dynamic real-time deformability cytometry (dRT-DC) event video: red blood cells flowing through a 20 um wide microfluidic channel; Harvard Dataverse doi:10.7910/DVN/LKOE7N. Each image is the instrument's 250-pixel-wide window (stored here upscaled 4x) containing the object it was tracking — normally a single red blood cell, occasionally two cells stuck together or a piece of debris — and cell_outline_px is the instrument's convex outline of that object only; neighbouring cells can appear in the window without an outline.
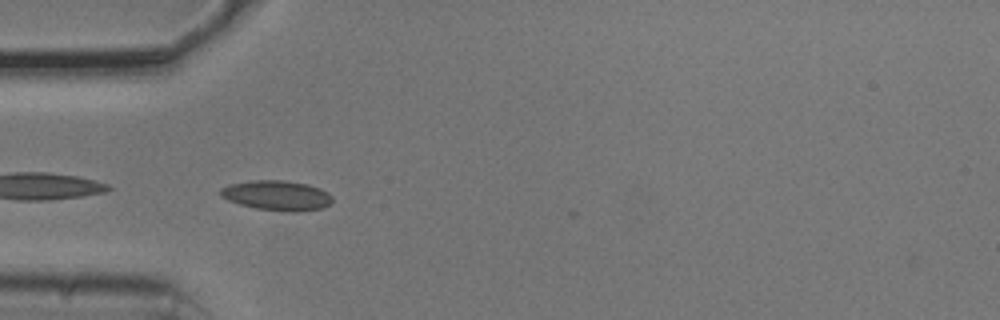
{"species": "common noctule bat (a hibernating species)", "species_latin": "Nyctalus noctula", "temperature_condition": "cold", "stored_images_in_passage": 34, "camera_frame_rate_fps": 3000, "um_per_image_px": 0.085, "animal": {"sex": "male", "body_mass_g": 20.5, "forearm_length_mm": 52.5}, "frame": {"image": 1, "passage_image": 1, "time_ms": 0.0, "image_size_px": [1000, 320], "cell_outline_px": [[332, 200], [328, 204], [320, 208], [300, 212], [292, 212], [256, 208], [240, 204], [228, 200], [220, 196], [220, 188], [232, 184], [252, 180], [284, 180], [308, 184], [320, 188], [328, 192], [332, 196]], "centroid_in_image_um": [23.54, 16.61], "position_along_channel_um": 61.5, "area_um2": 19.42}}
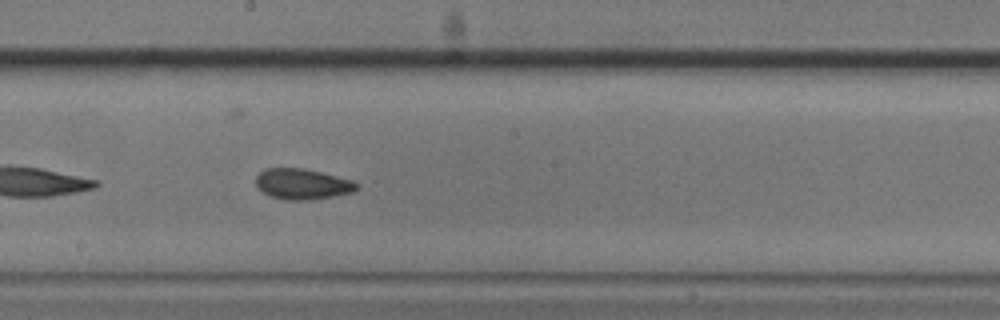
{"frame": {"image": 2, "passage_image": 14, "time_ms": 4.333, "image_size_px": [1000, 320], "cell_outline_px": [[360, 184], [352, 192], [312, 200], [284, 200], [272, 196], [256, 188], [256, 176], [260, 172], [268, 168], [300, 168], [320, 172], [352, 180]], "centroid_in_image_um": [25.68, 15.65], "position_along_channel_um": 222.5, "area_um2": 17.86}}
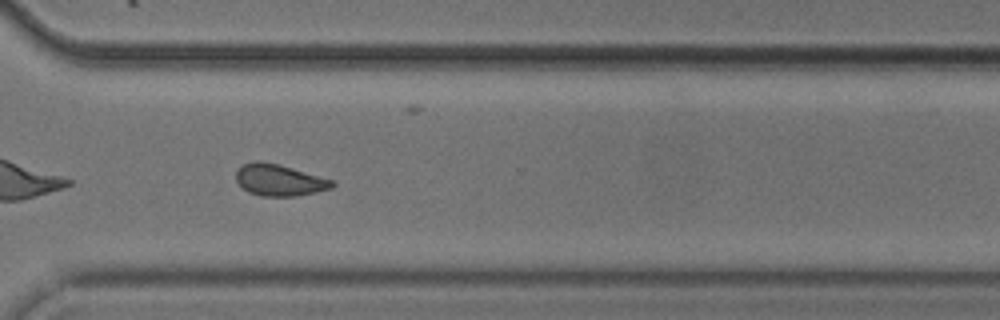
{"frame": {"image": 3, "passage_image": 24, "time_ms": 7.667, "image_size_px": [1000, 320], "cell_outline_px": [[336, 184], [332, 188], [316, 192], [296, 196], [260, 196], [248, 192], [236, 180], [236, 172], [244, 164], [276, 164], [292, 168], [332, 180]], "centroid_in_image_um": [23.79, 15.36], "position_along_channel_um": 346.8, "area_um2": 16.94}, "authors_computed_cell_mechanics": {"area_um2": 17.6868, "velocity_mm_per_s": 3.7459, "shape_relaxation_time_tau1_ms": 5.6391, "shape_relaxation_time_tau2_ms": 3.6281, "deformation_change_tau1": 0.0818, "deformation_change_tau2": 0.1032}}